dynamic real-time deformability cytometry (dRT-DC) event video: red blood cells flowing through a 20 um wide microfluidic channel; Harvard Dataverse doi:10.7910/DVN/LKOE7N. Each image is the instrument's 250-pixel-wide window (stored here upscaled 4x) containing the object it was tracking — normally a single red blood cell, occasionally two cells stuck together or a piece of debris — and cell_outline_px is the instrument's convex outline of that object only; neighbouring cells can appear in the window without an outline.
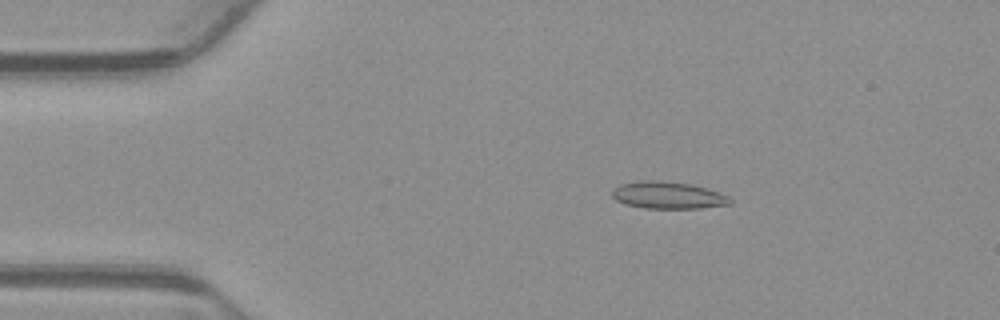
{"species": "common noctule bat (a hibernating species)", "species_latin": "Nyctalus noctula", "temperature_condition": "warm", "stored_images_in_passage": 52, "camera_frame_rate_fps": 3000, "um_per_image_px": 0.085, "animal": {"sex": "male", "body_mass_g": 23.1, "forearm_length_mm": 52.7}, "frame": {"image": 1, "passage_image": 9, "time_ms": 2.667, "image_size_px": [1000, 320], "cell_outline_px": [[732, 204], [700, 208], [644, 208], [624, 204], [616, 200], [612, 196], [612, 188], [620, 184], [640, 180], [660, 180], [692, 184], [728, 196], [732, 200]], "centroid_in_image_um": [56.73, 16.59], "position_along_channel_um": 28.3, "area_um2": 18.67}}
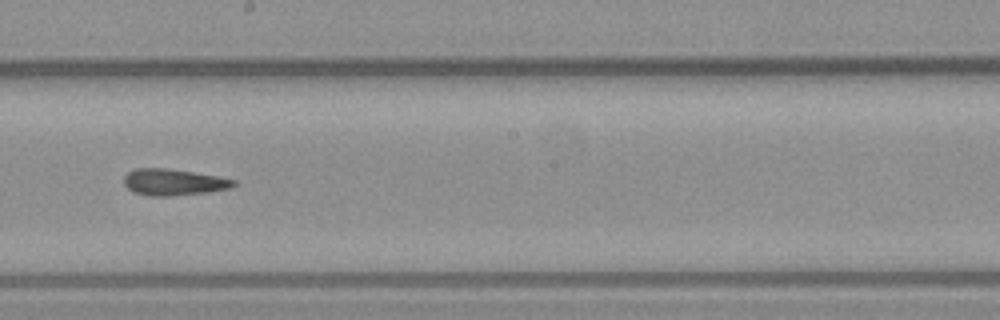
{"frame": {"image": 2, "passage_image": 29, "time_ms": 9.333, "image_size_px": [1000, 320], "cell_outline_px": [[236, 184], [232, 188], [208, 192], [168, 196], [148, 196], [132, 192], [124, 184], [124, 176], [128, 172], [136, 168], [164, 168], [220, 176], [236, 180]], "centroid_in_image_um": [14.76, 15.49], "position_along_channel_um": 233.4, "area_um2": 16.99}}
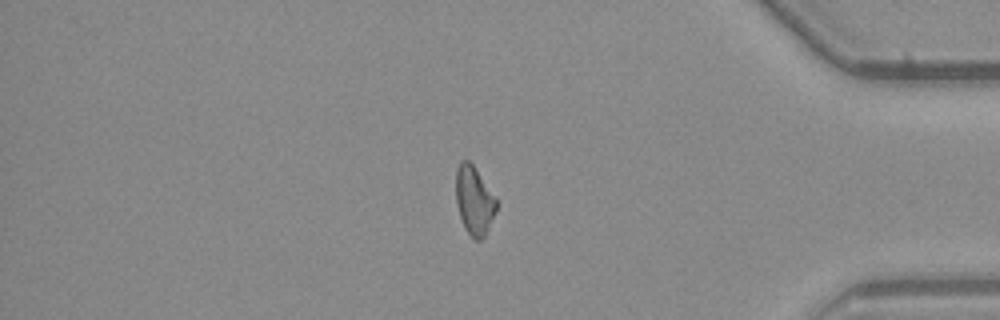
{"frame": {"image": 3, "passage_image": 44, "time_ms": 14.333, "image_size_px": [1000, 320], "cell_outline_px": [[496, 212], [484, 236], [480, 240], [472, 240], [464, 228], [456, 204], [456, 168], [460, 160], [468, 160], [472, 164], [496, 196]], "centroid_in_image_um": [40.29, 17.05], "position_along_channel_um": 394.9, "area_um2": 16.3}, "authors_computed_cell_mechanics": {"area_um2": 16.9643, "velocity_mm_per_s": 3.8972, "shape_relaxation_time_tau1_ms": null, "shape_relaxation_time_tau2_ms": 10.3822, "deformation_change_tau1": null, "deformation_change_tau2": 0.2442}}